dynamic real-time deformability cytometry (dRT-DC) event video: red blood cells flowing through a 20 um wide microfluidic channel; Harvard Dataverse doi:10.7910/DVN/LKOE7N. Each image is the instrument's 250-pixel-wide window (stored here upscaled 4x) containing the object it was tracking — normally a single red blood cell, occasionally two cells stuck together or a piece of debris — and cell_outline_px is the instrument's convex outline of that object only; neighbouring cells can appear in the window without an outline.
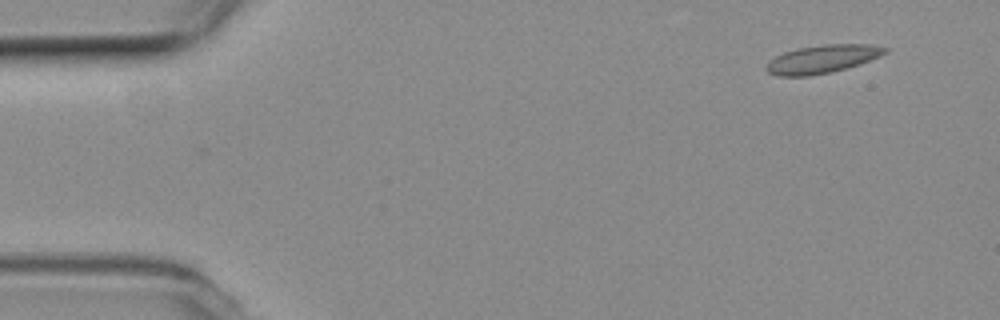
{"species": "common noctule bat (a hibernating species)", "species_latin": "Nyctalus noctula", "temperature_condition": "room temperature", "stored_images_in_passage": 51, "camera_frame_rate_fps": 3000, "um_per_image_px": 0.085, "animal": {"sex": "female", "body_mass_g": 19.3, "forearm_length_mm": 54.1}, "frame": {"image": 1, "passage_image": 1, "time_ms": 0.0, "image_size_px": [1000, 320], "cell_outline_px": [[888, 52], [880, 56], [832, 72], [808, 76], [776, 76], [768, 72], [764, 68], [768, 60], [784, 52], [796, 48], [824, 44], [868, 44], [888, 48]], "centroid_in_image_um": [69.83, 5.01], "position_along_channel_um": 15.2, "area_um2": 19.42}}
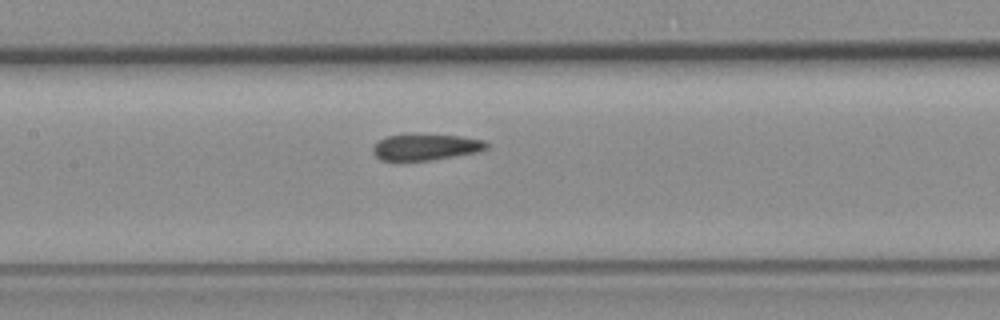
{"frame": {"image": 2, "passage_image": 22, "time_ms": 7.0, "image_size_px": [1000, 320], "cell_outline_px": [[488, 148], [480, 152], [428, 160], [380, 160], [372, 152], [372, 148], [380, 140], [388, 136], [412, 132], [460, 136], [484, 140], [488, 144]], "centroid_in_image_um": [36.2, 12.46], "position_along_channel_um": 171.2, "area_um2": 17.74}}
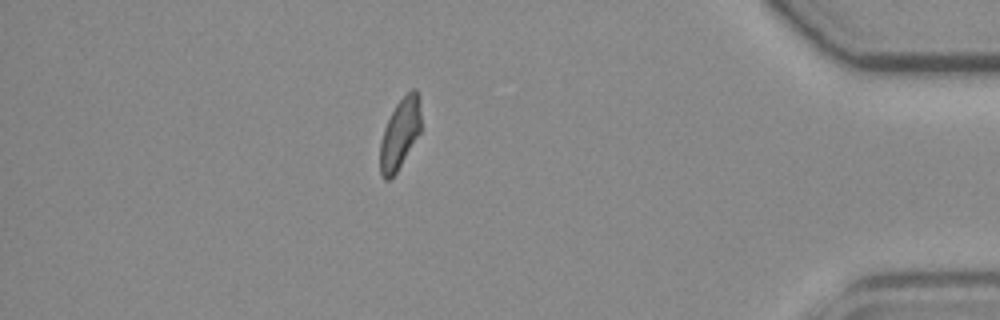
{"frame": {"image": 3, "passage_image": 44, "time_ms": 14.333, "image_size_px": [1000, 320], "cell_outline_px": [[420, 132], [396, 172], [388, 180], [384, 180], [380, 176], [380, 140], [384, 128], [396, 104], [412, 88], [416, 88], [420, 96]], "centroid_in_image_um": [33.98, 11.35], "position_along_channel_um": 401.2, "area_um2": 16.65}, "authors_computed_cell_mechanics": {"area_um2": 18.3226, "velocity_mm_per_s": 3.7549, "shape_relaxation_time_tau1_ms": null, "shape_relaxation_time_tau2_ms": 1.8627, "deformation_change_tau1": null, "deformation_change_tau2": 0.0964}}